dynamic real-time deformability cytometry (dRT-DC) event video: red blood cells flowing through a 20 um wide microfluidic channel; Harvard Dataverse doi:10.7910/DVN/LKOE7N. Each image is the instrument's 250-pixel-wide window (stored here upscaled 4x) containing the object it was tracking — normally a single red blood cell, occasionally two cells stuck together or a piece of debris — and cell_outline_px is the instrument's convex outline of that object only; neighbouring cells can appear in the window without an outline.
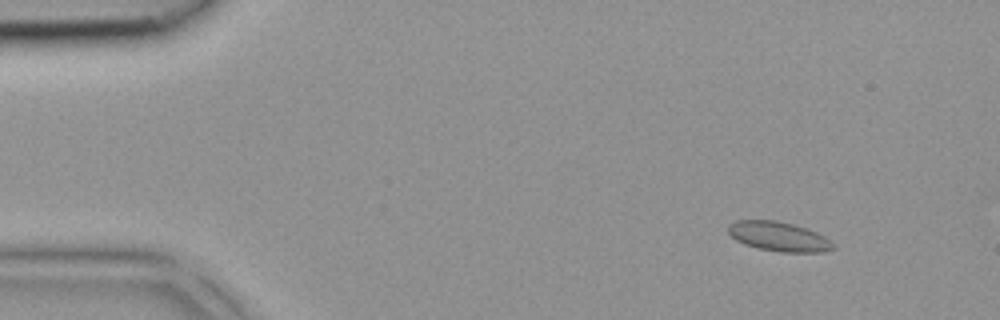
{"species": "common noctule bat (a hibernating species)", "species_latin": "Nyctalus noctula", "temperature_condition": "room temperature", "stored_images_in_passage": 42, "camera_frame_rate_fps": 3000, "um_per_image_px": 0.085, "animal": {"sex": "female", "body_mass_g": 18.4}, "frame": {"image": 1, "passage_image": 5, "time_ms": 1.333, "image_size_px": [1000, 320], "cell_outline_px": [[836, 248], [824, 252], [780, 252], [756, 248], [744, 244], [736, 240], [728, 232], [728, 224], [736, 220], [776, 220], [792, 224], [816, 232], [824, 236]], "centroid_in_image_um": [66.16, 20.11], "position_along_channel_um": 18.8, "area_um2": 17.98}}
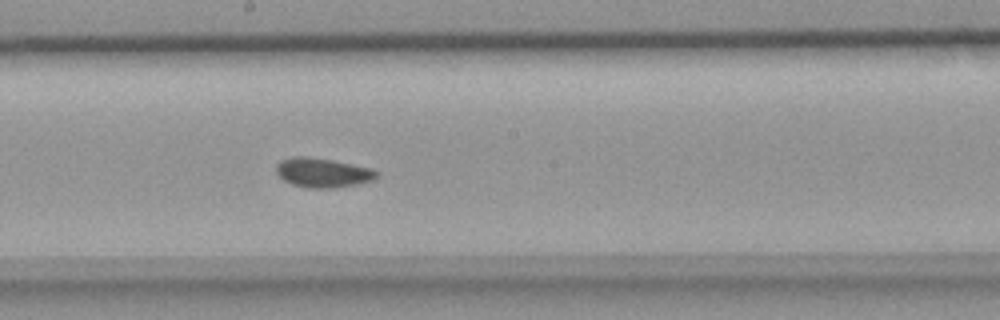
{"frame": {"image": 2, "passage_image": 23, "time_ms": 7.333, "image_size_px": [1000, 320], "cell_outline_px": [[380, 176], [372, 180], [356, 184], [332, 188], [308, 188], [292, 184], [284, 180], [276, 172], [276, 164], [280, 160], [292, 156], [308, 156], [332, 160], [372, 168], [380, 172]], "centroid_in_image_um": [27.44, 14.66], "position_along_channel_um": 220.8, "area_um2": 17.34}}
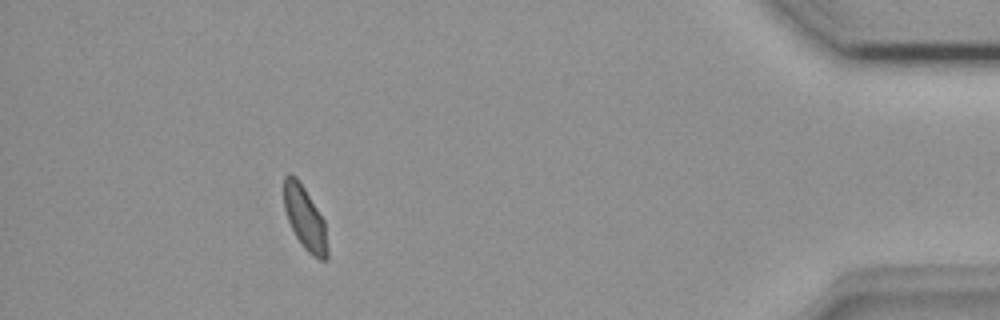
{"frame": {"image": 3, "passage_image": 38, "time_ms": 12.333, "image_size_px": [1000, 320], "cell_outline_px": [[328, 256], [324, 260], [320, 260], [312, 256], [304, 248], [296, 236], [288, 220], [284, 208], [284, 176], [288, 172], [296, 176], [304, 188], [324, 220], [328, 248]], "centroid_in_image_um": [25.91, 18.54], "position_along_channel_um": 409.3, "area_um2": 15.95}}